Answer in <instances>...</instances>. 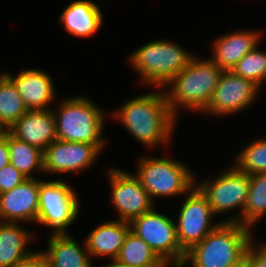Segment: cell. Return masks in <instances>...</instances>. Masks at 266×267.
<instances>
[{
	"mask_svg": "<svg viewBox=\"0 0 266 267\" xmlns=\"http://www.w3.org/2000/svg\"><path fill=\"white\" fill-rule=\"evenodd\" d=\"M175 222L177 240L186 253L200 243L222 221H213L217 217L207 198L195 186L185 195L183 204Z\"/></svg>",
	"mask_w": 266,
	"mask_h": 267,
	"instance_id": "obj_10",
	"label": "cell"
},
{
	"mask_svg": "<svg viewBox=\"0 0 266 267\" xmlns=\"http://www.w3.org/2000/svg\"><path fill=\"white\" fill-rule=\"evenodd\" d=\"M109 262H110V264L107 263V264L102 265L100 267H132V266H127V265L121 264L117 260H110Z\"/></svg>",
	"mask_w": 266,
	"mask_h": 267,
	"instance_id": "obj_32",
	"label": "cell"
},
{
	"mask_svg": "<svg viewBox=\"0 0 266 267\" xmlns=\"http://www.w3.org/2000/svg\"><path fill=\"white\" fill-rule=\"evenodd\" d=\"M214 178L197 181L196 187L207 198L215 215L240 209L239 213L223 219V222H236L242 225V212L249 192V174L239 170L234 164ZM212 179V180H211Z\"/></svg>",
	"mask_w": 266,
	"mask_h": 267,
	"instance_id": "obj_8",
	"label": "cell"
},
{
	"mask_svg": "<svg viewBox=\"0 0 266 267\" xmlns=\"http://www.w3.org/2000/svg\"><path fill=\"white\" fill-rule=\"evenodd\" d=\"M47 245L48 249L40 251L48 267H94L85 242L81 246L69 233L49 234Z\"/></svg>",
	"mask_w": 266,
	"mask_h": 267,
	"instance_id": "obj_20",
	"label": "cell"
},
{
	"mask_svg": "<svg viewBox=\"0 0 266 267\" xmlns=\"http://www.w3.org/2000/svg\"><path fill=\"white\" fill-rule=\"evenodd\" d=\"M28 111L13 81L0 73V124L8 130Z\"/></svg>",
	"mask_w": 266,
	"mask_h": 267,
	"instance_id": "obj_25",
	"label": "cell"
},
{
	"mask_svg": "<svg viewBox=\"0 0 266 267\" xmlns=\"http://www.w3.org/2000/svg\"><path fill=\"white\" fill-rule=\"evenodd\" d=\"M252 238L247 251L246 257L249 267H266V242L256 243Z\"/></svg>",
	"mask_w": 266,
	"mask_h": 267,
	"instance_id": "obj_29",
	"label": "cell"
},
{
	"mask_svg": "<svg viewBox=\"0 0 266 267\" xmlns=\"http://www.w3.org/2000/svg\"><path fill=\"white\" fill-rule=\"evenodd\" d=\"M26 179L11 163L7 164L0 170V194L12 190Z\"/></svg>",
	"mask_w": 266,
	"mask_h": 267,
	"instance_id": "obj_28",
	"label": "cell"
},
{
	"mask_svg": "<svg viewBox=\"0 0 266 267\" xmlns=\"http://www.w3.org/2000/svg\"><path fill=\"white\" fill-rule=\"evenodd\" d=\"M234 158V165L249 175L266 173V138H258L241 148Z\"/></svg>",
	"mask_w": 266,
	"mask_h": 267,
	"instance_id": "obj_26",
	"label": "cell"
},
{
	"mask_svg": "<svg viewBox=\"0 0 266 267\" xmlns=\"http://www.w3.org/2000/svg\"><path fill=\"white\" fill-rule=\"evenodd\" d=\"M119 263L132 267H168L140 237L129 231L118 257Z\"/></svg>",
	"mask_w": 266,
	"mask_h": 267,
	"instance_id": "obj_23",
	"label": "cell"
},
{
	"mask_svg": "<svg viewBox=\"0 0 266 267\" xmlns=\"http://www.w3.org/2000/svg\"><path fill=\"white\" fill-rule=\"evenodd\" d=\"M73 187L63 180H40L36 223L51 228L50 234L70 233L79 215L80 203Z\"/></svg>",
	"mask_w": 266,
	"mask_h": 267,
	"instance_id": "obj_7",
	"label": "cell"
},
{
	"mask_svg": "<svg viewBox=\"0 0 266 267\" xmlns=\"http://www.w3.org/2000/svg\"><path fill=\"white\" fill-rule=\"evenodd\" d=\"M146 156L137 160L134 175L154 203L155 198L186 195L196 186L197 175L181 160Z\"/></svg>",
	"mask_w": 266,
	"mask_h": 267,
	"instance_id": "obj_6",
	"label": "cell"
},
{
	"mask_svg": "<svg viewBox=\"0 0 266 267\" xmlns=\"http://www.w3.org/2000/svg\"><path fill=\"white\" fill-rule=\"evenodd\" d=\"M129 231V222L118 219L110 220L98 224L83 242L92 259L106 257L109 260H115Z\"/></svg>",
	"mask_w": 266,
	"mask_h": 267,
	"instance_id": "obj_19",
	"label": "cell"
},
{
	"mask_svg": "<svg viewBox=\"0 0 266 267\" xmlns=\"http://www.w3.org/2000/svg\"><path fill=\"white\" fill-rule=\"evenodd\" d=\"M39 210V177L27 178L0 194V220L36 223Z\"/></svg>",
	"mask_w": 266,
	"mask_h": 267,
	"instance_id": "obj_14",
	"label": "cell"
},
{
	"mask_svg": "<svg viewBox=\"0 0 266 267\" xmlns=\"http://www.w3.org/2000/svg\"><path fill=\"white\" fill-rule=\"evenodd\" d=\"M231 71L262 88L263 82H266V51L259 49L257 45L244 55Z\"/></svg>",
	"mask_w": 266,
	"mask_h": 267,
	"instance_id": "obj_27",
	"label": "cell"
},
{
	"mask_svg": "<svg viewBox=\"0 0 266 267\" xmlns=\"http://www.w3.org/2000/svg\"><path fill=\"white\" fill-rule=\"evenodd\" d=\"M253 230L236 222H221L200 243L186 252L181 266L227 267L245 255Z\"/></svg>",
	"mask_w": 266,
	"mask_h": 267,
	"instance_id": "obj_3",
	"label": "cell"
},
{
	"mask_svg": "<svg viewBox=\"0 0 266 267\" xmlns=\"http://www.w3.org/2000/svg\"><path fill=\"white\" fill-rule=\"evenodd\" d=\"M57 106H52V112L58 140L106 144L104 128L107 114L91 98L85 95L67 97Z\"/></svg>",
	"mask_w": 266,
	"mask_h": 267,
	"instance_id": "obj_5",
	"label": "cell"
},
{
	"mask_svg": "<svg viewBox=\"0 0 266 267\" xmlns=\"http://www.w3.org/2000/svg\"><path fill=\"white\" fill-rule=\"evenodd\" d=\"M13 267H48V264L45 255L39 250L34 251L30 256Z\"/></svg>",
	"mask_w": 266,
	"mask_h": 267,
	"instance_id": "obj_30",
	"label": "cell"
},
{
	"mask_svg": "<svg viewBox=\"0 0 266 267\" xmlns=\"http://www.w3.org/2000/svg\"><path fill=\"white\" fill-rule=\"evenodd\" d=\"M260 88L252 81L223 71L217 87L201 114L226 117L237 114L255 103Z\"/></svg>",
	"mask_w": 266,
	"mask_h": 267,
	"instance_id": "obj_11",
	"label": "cell"
},
{
	"mask_svg": "<svg viewBox=\"0 0 266 267\" xmlns=\"http://www.w3.org/2000/svg\"><path fill=\"white\" fill-rule=\"evenodd\" d=\"M107 176L111 188L109 201L119 214L118 220L130 222L154 207L155 203L132 172L111 166Z\"/></svg>",
	"mask_w": 266,
	"mask_h": 267,
	"instance_id": "obj_12",
	"label": "cell"
},
{
	"mask_svg": "<svg viewBox=\"0 0 266 267\" xmlns=\"http://www.w3.org/2000/svg\"><path fill=\"white\" fill-rule=\"evenodd\" d=\"M223 71L210 58L194 56L164 87L168 86L164 91L171 112L176 117L180 116L179 109L202 112L207 107Z\"/></svg>",
	"mask_w": 266,
	"mask_h": 267,
	"instance_id": "obj_2",
	"label": "cell"
},
{
	"mask_svg": "<svg viewBox=\"0 0 266 267\" xmlns=\"http://www.w3.org/2000/svg\"><path fill=\"white\" fill-rule=\"evenodd\" d=\"M10 163L9 146H8V130L0 136V170Z\"/></svg>",
	"mask_w": 266,
	"mask_h": 267,
	"instance_id": "obj_31",
	"label": "cell"
},
{
	"mask_svg": "<svg viewBox=\"0 0 266 267\" xmlns=\"http://www.w3.org/2000/svg\"><path fill=\"white\" fill-rule=\"evenodd\" d=\"M95 0H76L64 7L59 23L67 34L87 38L96 34L103 26L104 15Z\"/></svg>",
	"mask_w": 266,
	"mask_h": 267,
	"instance_id": "obj_18",
	"label": "cell"
},
{
	"mask_svg": "<svg viewBox=\"0 0 266 267\" xmlns=\"http://www.w3.org/2000/svg\"><path fill=\"white\" fill-rule=\"evenodd\" d=\"M20 224L0 220V267H13L35 251L27 248L31 241L36 240L34 232Z\"/></svg>",
	"mask_w": 266,
	"mask_h": 267,
	"instance_id": "obj_21",
	"label": "cell"
},
{
	"mask_svg": "<svg viewBox=\"0 0 266 267\" xmlns=\"http://www.w3.org/2000/svg\"><path fill=\"white\" fill-rule=\"evenodd\" d=\"M5 132V129L2 127V125L0 124V136L3 135Z\"/></svg>",
	"mask_w": 266,
	"mask_h": 267,
	"instance_id": "obj_34",
	"label": "cell"
},
{
	"mask_svg": "<svg viewBox=\"0 0 266 267\" xmlns=\"http://www.w3.org/2000/svg\"><path fill=\"white\" fill-rule=\"evenodd\" d=\"M176 221L155 210L129 222L130 231L142 238L167 266H181L186 253L181 249L176 234Z\"/></svg>",
	"mask_w": 266,
	"mask_h": 267,
	"instance_id": "obj_9",
	"label": "cell"
},
{
	"mask_svg": "<svg viewBox=\"0 0 266 267\" xmlns=\"http://www.w3.org/2000/svg\"><path fill=\"white\" fill-rule=\"evenodd\" d=\"M4 73L13 81L28 110L51 109L58 94L54 80L48 72L39 68H26L20 70L16 76L9 71Z\"/></svg>",
	"mask_w": 266,
	"mask_h": 267,
	"instance_id": "obj_15",
	"label": "cell"
},
{
	"mask_svg": "<svg viewBox=\"0 0 266 267\" xmlns=\"http://www.w3.org/2000/svg\"><path fill=\"white\" fill-rule=\"evenodd\" d=\"M266 217V173L249 175V192L242 212V225L255 227Z\"/></svg>",
	"mask_w": 266,
	"mask_h": 267,
	"instance_id": "obj_24",
	"label": "cell"
},
{
	"mask_svg": "<svg viewBox=\"0 0 266 267\" xmlns=\"http://www.w3.org/2000/svg\"><path fill=\"white\" fill-rule=\"evenodd\" d=\"M10 163L26 178L34 177L33 172L44 173L43 151L19 140L8 131Z\"/></svg>",
	"mask_w": 266,
	"mask_h": 267,
	"instance_id": "obj_22",
	"label": "cell"
},
{
	"mask_svg": "<svg viewBox=\"0 0 266 267\" xmlns=\"http://www.w3.org/2000/svg\"><path fill=\"white\" fill-rule=\"evenodd\" d=\"M261 32L252 29H236L223 35L219 34L212 43L213 54L209 58L222 70H232L244 55L259 45L262 38Z\"/></svg>",
	"mask_w": 266,
	"mask_h": 267,
	"instance_id": "obj_16",
	"label": "cell"
},
{
	"mask_svg": "<svg viewBox=\"0 0 266 267\" xmlns=\"http://www.w3.org/2000/svg\"><path fill=\"white\" fill-rule=\"evenodd\" d=\"M183 46L168 41L155 39L135 49L128 55V64L138 75L137 82L153 88H163L177 76L196 55L186 51ZM193 54V55H192Z\"/></svg>",
	"mask_w": 266,
	"mask_h": 267,
	"instance_id": "obj_4",
	"label": "cell"
},
{
	"mask_svg": "<svg viewBox=\"0 0 266 267\" xmlns=\"http://www.w3.org/2000/svg\"><path fill=\"white\" fill-rule=\"evenodd\" d=\"M8 131L17 139L25 141L43 152L57 139L52 108L28 110Z\"/></svg>",
	"mask_w": 266,
	"mask_h": 267,
	"instance_id": "obj_17",
	"label": "cell"
},
{
	"mask_svg": "<svg viewBox=\"0 0 266 267\" xmlns=\"http://www.w3.org/2000/svg\"><path fill=\"white\" fill-rule=\"evenodd\" d=\"M155 89L128 100L109 115L120 121L147 150L156 146L167 150L166 146L171 143L177 128L178 118L171 112L163 88H158L161 91Z\"/></svg>",
	"mask_w": 266,
	"mask_h": 267,
	"instance_id": "obj_1",
	"label": "cell"
},
{
	"mask_svg": "<svg viewBox=\"0 0 266 267\" xmlns=\"http://www.w3.org/2000/svg\"><path fill=\"white\" fill-rule=\"evenodd\" d=\"M105 146L56 139L43 152L44 174L81 173L94 166Z\"/></svg>",
	"mask_w": 266,
	"mask_h": 267,
	"instance_id": "obj_13",
	"label": "cell"
},
{
	"mask_svg": "<svg viewBox=\"0 0 266 267\" xmlns=\"http://www.w3.org/2000/svg\"><path fill=\"white\" fill-rule=\"evenodd\" d=\"M227 267H249L246 255L239 262Z\"/></svg>",
	"mask_w": 266,
	"mask_h": 267,
	"instance_id": "obj_33",
	"label": "cell"
}]
</instances>
